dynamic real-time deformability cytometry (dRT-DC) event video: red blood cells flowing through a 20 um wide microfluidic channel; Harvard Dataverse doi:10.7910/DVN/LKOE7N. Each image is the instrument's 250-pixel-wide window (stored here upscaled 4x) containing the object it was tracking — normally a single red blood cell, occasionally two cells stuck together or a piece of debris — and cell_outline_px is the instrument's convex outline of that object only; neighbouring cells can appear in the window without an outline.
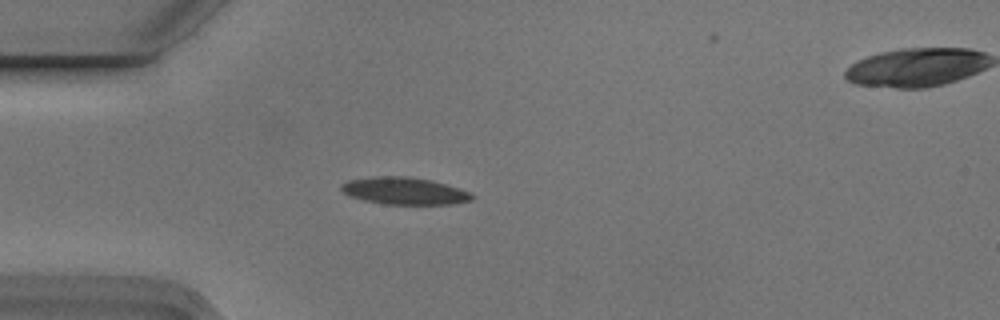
{"species": "Egyptian fruit bat (a non-hibernating species)", "species_latin": "Rousettus aegyptiacus", "temperature_condition": "cold", "stored_images_in_passage": 2, "camera_frame_rate_fps": 3000, "um_per_image_px": 0.085, "animal": {"sex": "male"}, "frame": {"image": 1, "passage_image": 1, "time_ms": 0.0, "image_size_px": [1000, 320], "cell_outline_px": [[476, 196], [472, 200], [452, 204], [384, 204], [364, 200], [348, 196], [340, 188], [340, 184], [348, 180], [372, 176], [408, 176], [428, 180], [460, 188]], "centroid_in_image_um": [34.34, 16.23], "position_along_channel_um": 50.7, "area_um2": 20.69}}